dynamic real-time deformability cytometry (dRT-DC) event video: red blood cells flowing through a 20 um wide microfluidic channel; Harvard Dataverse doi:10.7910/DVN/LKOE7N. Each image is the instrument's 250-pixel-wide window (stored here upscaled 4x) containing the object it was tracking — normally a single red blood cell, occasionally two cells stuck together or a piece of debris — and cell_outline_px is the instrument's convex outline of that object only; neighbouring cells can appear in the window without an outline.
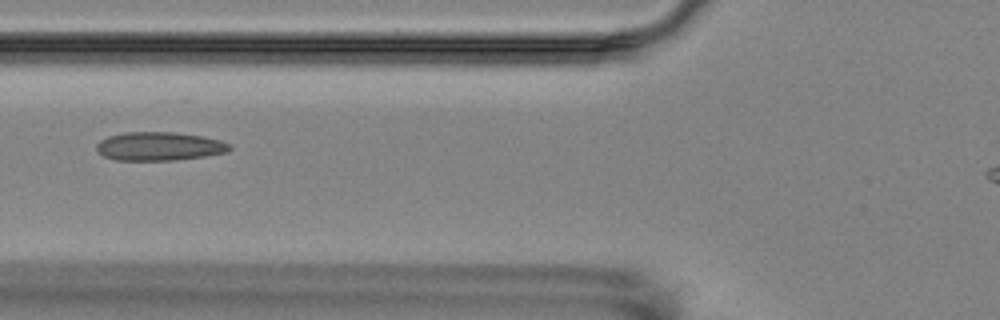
{"species": "Egyptian fruit bat (a non-hibernating species)", "species_latin": "Rousettus aegyptiacus", "temperature_condition": "room temperature", "stored_images_in_passage": 4, "camera_frame_rate_fps": 3000, "um_per_image_px": 0.085, "animal": {"sex": "female"}, "frame": {"image": 1, "passage_image": 3, "time_ms": 2.0, "image_size_px": [1000, 320], "cell_outline_px": [[232, 148], [228, 152], [204, 156], [172, 160], [116, 160], [104, 156], [96, 148], [96, 144], [100, 140], [108, 136], [124, 132], [176, 132], [204, 136], [220, 140], [232, 144]], "centroid_in_image_um": [13.57, 12.42], "position_along_channel_um": 112.2, "area_um2": 22.25}}
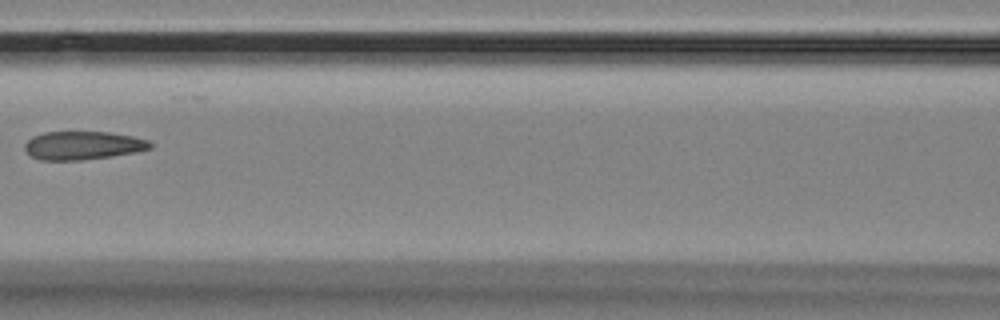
{"frame": {"image": 2, "passage_image": 4, "time_ms": 3.333, "image_size_px": [1000, 320], "cell_outline_px": [[152, 148], [136, 152], [112, 156], [80, 160], [40, 160], [32, 156], [24, 148], [24, 144], [32, 136], [44, 132], [108, 132], [132, 136], [148, 140], [152, 144]], "centroid_in_image_um": [7.04, 12.36], "position_along_channel_um": 159.6, "area_um2": 20.69}}